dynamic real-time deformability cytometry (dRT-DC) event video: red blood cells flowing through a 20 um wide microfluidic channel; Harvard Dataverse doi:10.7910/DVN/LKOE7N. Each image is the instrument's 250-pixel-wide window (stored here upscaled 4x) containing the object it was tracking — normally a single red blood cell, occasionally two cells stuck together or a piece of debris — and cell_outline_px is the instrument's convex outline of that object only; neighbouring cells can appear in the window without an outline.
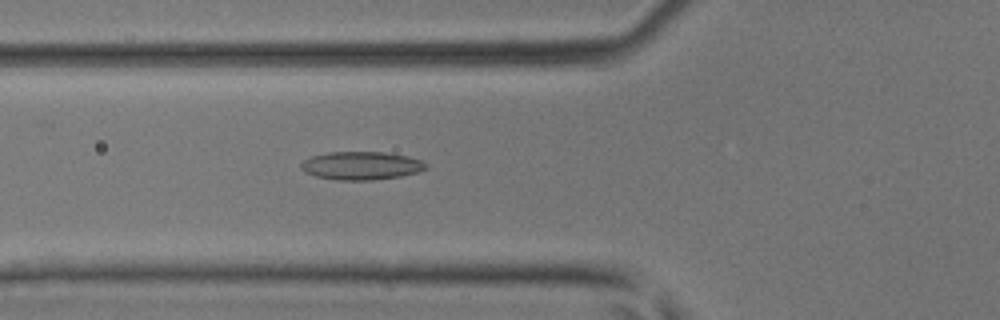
{"species": "common noctule bat (a hibernating species)", "species_latin": "Nyctalus noctula", "temperature_condition": "room temperature", "stored_images_in_passage": 39, "camera_frame_rate_fps": 3000, "um_per_image_px": 0.085, "animal": {"sex": "male", "body_mass_g": 17.9, "forearm_length_mm": 54.2}, "frame": {"image": 1, "passage_image": 9, "time_ms": 2.667, "image_size_px": [1000, 320], "cell_outline_px": [[428, 168], [420, 172], [400, 176], [372, 180], [336, 180], [316, 176], [304, 172], [300, 168], [300, 164], [304, 160], [312, 156], [328, 152], [384, 152], [408, 156], [420, 160], [428, 164]], "centroid_in_image_um": [30.72, 14.08], "position_along_channel_um": 95.1, "area_um2": 20.63}}
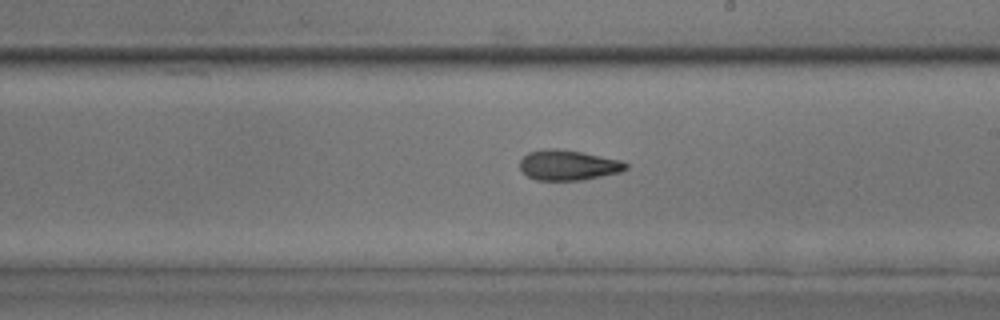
{"frame": {"image": 2, "passage_image": 19, "time_ms": 6.0, "image_size_px": [1000, 320], "cell_outline_px": [[628, 168], [620, 172], [580, 180], [536, 180], [528, 176], [520, 168], [520, 160], [528, 152], [544, 148], [556, 148], [580, 152], [620, 160], [628, 164]], "centroid_in_image_um": [48.27, 14.03], "position_along_channel_um": 240.7, "area_um2": 18.5}}
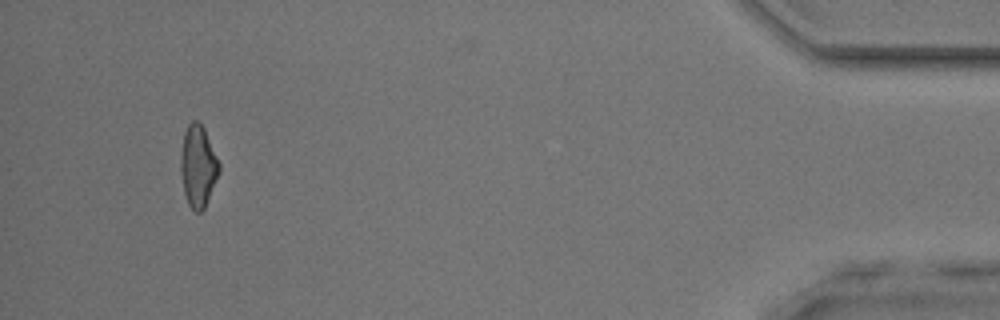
{"frame": {"image": 3, "passage_image": 36, "time_ms": 11.667, "image_size_px": [1000, 320], "cell_outline_px": [[220, 172], [204, 208], [200, 212], [196, 212], [188, 204], [184, 192], [180, 168], [180, 156], [184, 132], [188, 124], [192, 120], [196, 120], [204, 128], [220, 164]], "centroid_in_image_um": [16.83, 14.11], "position_along_channel_um": 418.4, "area_um2": 18.21}}